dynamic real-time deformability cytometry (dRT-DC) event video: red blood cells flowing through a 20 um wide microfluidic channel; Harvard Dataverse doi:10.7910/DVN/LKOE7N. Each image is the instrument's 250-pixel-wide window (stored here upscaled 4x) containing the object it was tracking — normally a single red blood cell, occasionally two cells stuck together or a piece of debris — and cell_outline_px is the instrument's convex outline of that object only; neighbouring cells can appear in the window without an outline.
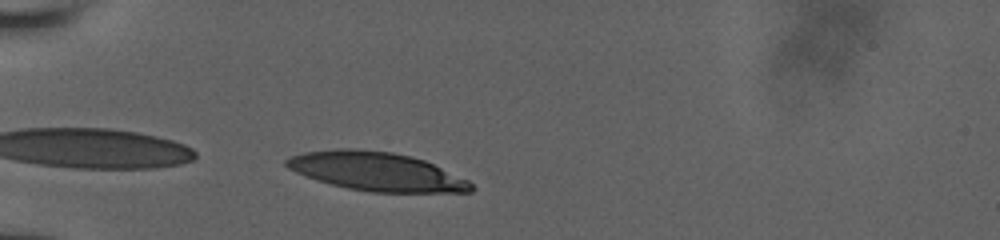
{"species": "human", "species_latin": "Homo sapiens", "temperature_condition": "room temperature", "stored_images_in_passage": 32, "camera_frame_rate_fps": 3000, "um_per_image_px": 0.085, "donor": {"sex": "male"}, "frame": {"image": 1, "passage_image": 1, "time_ms": 0.0, "image_size_px": [1000, 240], "cell_outline_px": [[476, 188], [472, 192], [372, 192], [348, 188], [316, 180], [296, 172], [288, 168], [284, 164], [284, 160], [292, 156], [304, 152], [336, 148], [356, 148], [392, 152], [412, 156], [424, 160], [468, 180]], "centroid_in_image_um": [31.99, 14.57], "position_along_channel_um": 53.0, "area_um2": 41.56}}
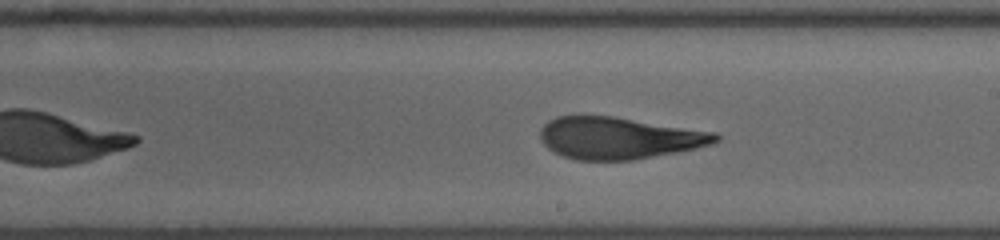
{"frame": {"image": 2, "passage_image": 17, "time_ms": 5.333, "image_size_px": [1000, 240], "cell_outline_px": [[720, 140], [712, 144], [696, 148], [676, 152], [632, 160], [576, 160], [552, 152], [544, 144], [540, 136], [540, 128], [548, 120], [556, 116], [612, 116], [716, 132], [720, 136]], "centroid_in_image_um": [52.6, 11.73], "position_along_channel_um": 236.4, "area_um2": 42.77}}
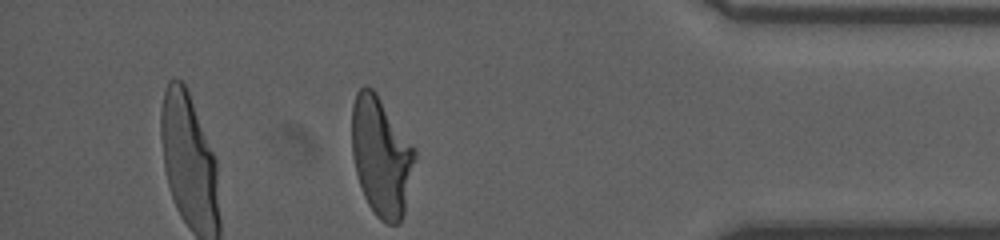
{"frame": {"image": 3, "passage_image": 32, "time_ms": 10.333, "image_size_px": [1000, 240], "cell_outline_px": [[416, 156], [404, 216], [400, 224], [388, 224], [380, 220], [372, 212], [364, 196], [356, 172], [352, 156], [352, 104], [356, 92], [364, 84], [372, 88], [376, 92], [416, 148]], "centroid_in_image_um": [32.41, 13.3], "position_along_channel_um": 402.8, "area_um2": 44.22}, "authors_computed_cell_mechanics": {"area_um2": 43.3789, "velocity_mm_per_s": 3.8901, "shape_relaxation_time_tau1_ms": 7.5632, "shape_relaxation_time_tau2_ms": 1.3536, "deformation_change_tau1": 0.2449, "deformation_change_tau2": 0.1046}}